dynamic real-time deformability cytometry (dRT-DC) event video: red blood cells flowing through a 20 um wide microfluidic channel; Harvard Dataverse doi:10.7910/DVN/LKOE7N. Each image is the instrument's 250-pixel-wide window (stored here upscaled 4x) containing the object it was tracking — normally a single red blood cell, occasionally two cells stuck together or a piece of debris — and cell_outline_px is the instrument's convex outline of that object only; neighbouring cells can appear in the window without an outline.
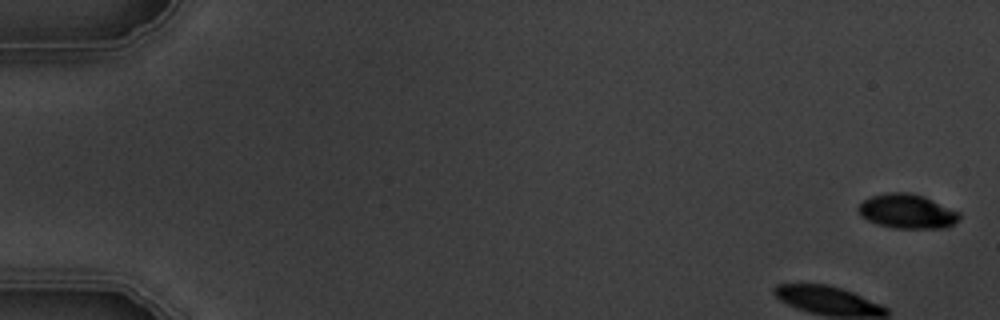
{"species": "common noctule bat (a hibernating species)", "species_latin": "Nyctalus noctula", "temperature_condition": "warm", "stored_images_in_passage": 6, "camera_frame_rate_fps": 3000, "um_per_image_px": 0.085, "animal": {"sex": "male", "body_mass_g": 19.5, "forearm_length_mm": 54.6}, "frame": {"image": 1, "passage_image": 1, "time_ms": 0.0, "image_size_px": [1000, 320], "cell_outline_px": [[960, 220], [948, 228], [892, 228], [868, 220], [860, 216], [856, 208], [864, 200], [872, 196], [888, 192], [908, 192], [924, 196], [960, 212]], "centroid_in_image_um": [77.13, 17.97], "position_along_channel_um": 7.9, "area_um2": 20.35}}
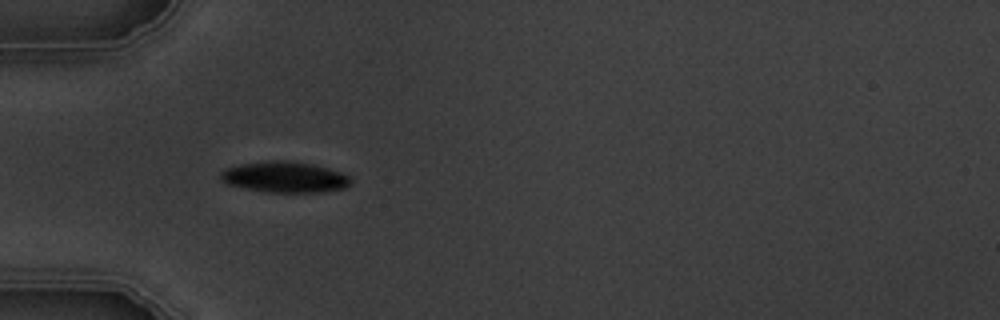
{"frame": {"image": 2, "passage_image": 5, "time_ms": 5.667, "image_size_px": [1000, 320], "cell_outline_px": [[352, 180], [344, 188], [320, 192], [264, 192], [228, 184], [220, 176], [220, 172], [224, 168], [240, 164], [268, 160], [292, 160], [312, 164], [328, 168], [352, 176]], "centroid_in_image_um": [24.21, 15.03], "position_along_channel_um": 60.8, "area_um2": 23.52}}